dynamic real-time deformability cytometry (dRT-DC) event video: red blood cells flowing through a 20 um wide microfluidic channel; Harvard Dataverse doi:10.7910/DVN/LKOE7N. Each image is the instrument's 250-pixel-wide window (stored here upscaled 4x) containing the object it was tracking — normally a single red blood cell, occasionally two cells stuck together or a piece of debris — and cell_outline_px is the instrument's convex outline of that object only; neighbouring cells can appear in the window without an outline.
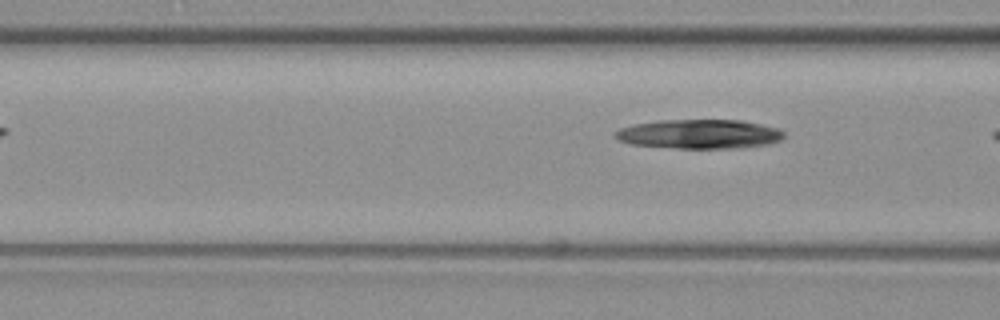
{"species": "common noctule bat (a hibernating species)", "species_latin": "Nyctalus noctula", "temperature_condition": "warm", "stored_images_in_passage": 6, "camera_frame_rate_fps": 3000, "um_per_image_px": 0.085, "animal": {"sex": "female", "body_mass_g": 19.3, "forearm_length_mm": 54.1}, "frame": {"image": 1, "passage_image": 6, "time_ms": 1.667, "image_size_px": [1000, 320], "cell_outline_px": [[784, 136], [780, 140], [768, 144], [740, 148], [676, 148], [632, 144], [620, 140], [612, 132], [620, 128], [632, 124], [660, 120], [740, 120], [780, 128], [784, 132]], "centroid_in_image_um": [59.46, 11.39], "position_along_channel_um": 107.1, "area_um2": 28.78}}